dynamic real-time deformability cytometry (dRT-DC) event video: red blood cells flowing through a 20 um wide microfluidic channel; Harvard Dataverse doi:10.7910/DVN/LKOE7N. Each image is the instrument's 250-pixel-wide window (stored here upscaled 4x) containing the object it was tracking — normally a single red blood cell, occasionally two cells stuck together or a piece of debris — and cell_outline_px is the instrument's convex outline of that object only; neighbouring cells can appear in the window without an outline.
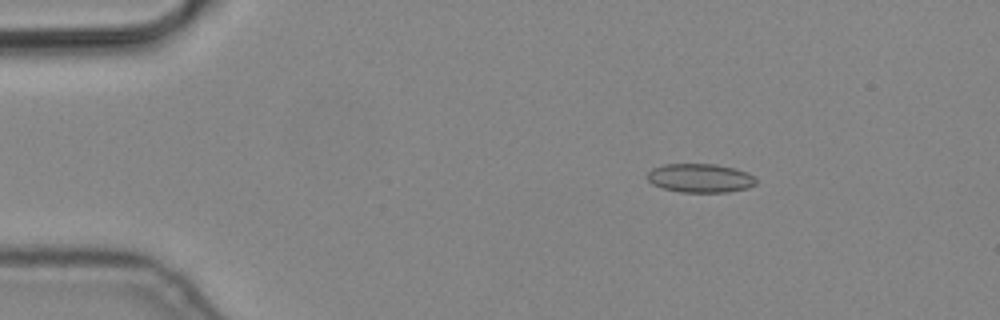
{"species": "common noctule bat (a hibernating species)", "species_latin": "Nyctalus noctula", "temperature_condition": "cold", "stored_images_in_passage": 6, "camera_frame_rate_fps": 3000, "um_per_image_px": 0.085, "animal": {"sex": "male", "body_mass_g": 19.2, "forearm_length_mm": 51.8}, "frame": {"image": 1, "passage_image": 3, "time_ms": 0.667, "image_size_px": [1000, 320], "cell_outline_px": [[756, 184], [748, 188], [728, 192], [680, 192], [664, 188], [652, 184], [644, 176], [652, 168], [664, 164], [716, 164], [748, 172], [756, 180]], "centroid_in_image_um": [59.48, 15.14], "position_along_channel_um": 25.5, "area_um2": 18.32}}
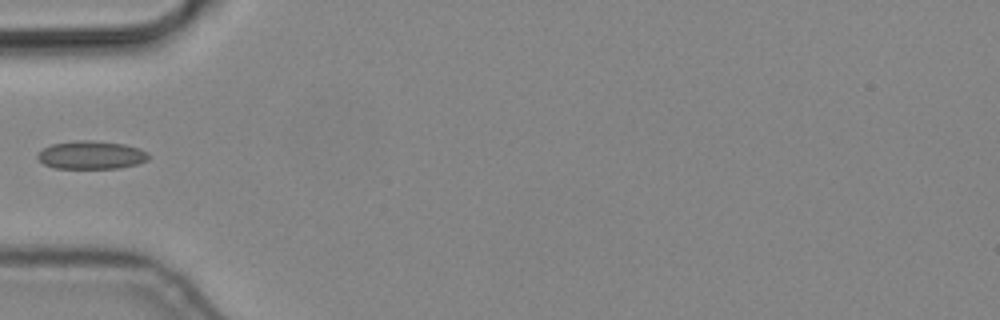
{"frame": {"image": 2, "passage_image": 6, "time_ms": 1.667, "image_size_px": [1000, 320], "cell_outline_px": [[148, 160], [136, 164], [120, 168], [52, 168], [44, 164], [36, 156], [44, 148], [52, 144], [76, 140], [92, 140], [124, 144], [140, 148], [148, 152]], "centroid_in_image_um": [7.77, 13.17], "position_along_channel_um": 77.2, "area_um2": 18.21}}